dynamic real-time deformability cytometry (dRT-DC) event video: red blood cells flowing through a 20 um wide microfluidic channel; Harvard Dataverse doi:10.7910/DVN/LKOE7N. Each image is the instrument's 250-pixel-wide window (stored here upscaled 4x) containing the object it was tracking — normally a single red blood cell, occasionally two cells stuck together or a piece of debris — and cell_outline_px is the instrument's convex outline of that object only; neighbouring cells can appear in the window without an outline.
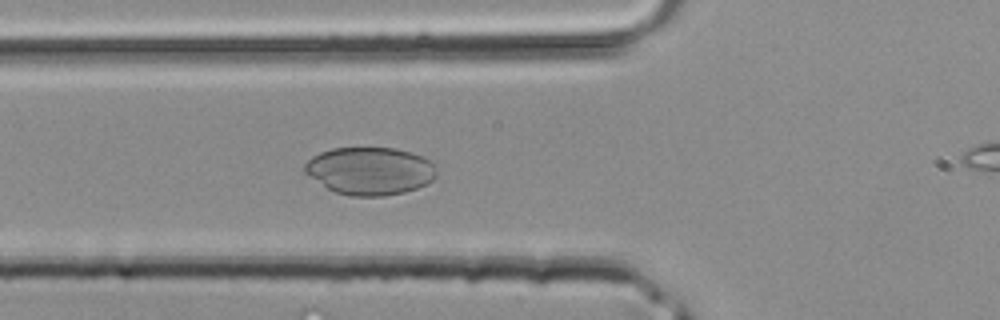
{"species": "common noctule bat (a hibernating species)", "species_latin": "Nyctalus noctula", "temperature_condition": "room temperature", "stored_images_in_passage": 27, "camera_frame_rate_fps": 3000, "um_per_image_px": 0.085, "animal": {"sex": "male", "body_mass_g": 20.4}, "frame": {"image": 1, "passage_image": 8, "time_ms": 2.333, "image_size_px": [1000, 320], "cell_outline_px": [[436, 176], [428, 184], [404, 192], [384, 196], [352, 196], [336, 192], [328, 188], [304, 172], [304, 164], [312, 156], [320, 152], [332, 148], [396, 148], [412, 152], [432, 160], [436, 172]], "centroid_in_image_um": [31.47, 14.52], "position_along_channel_um": 94.3, "area_um2": 36.7}}
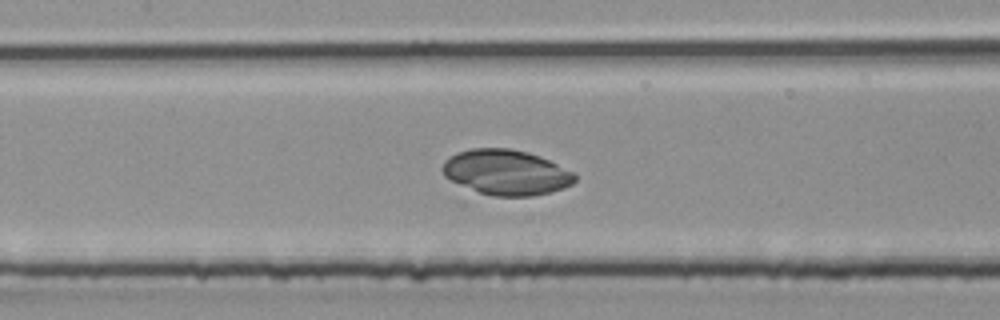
{"frame": {"image": 2, "passage_image": 12, "time_ms": 3.667, "image_size_px": [1000, 320], "cell_outline_px": [[576, 180], [572, 184], [564, 188], [552, 192], [532, 196], [492, 196], [480, 192], [452, 180], [444, 176], [440, 168], [444, 160], [448, 156], [456, 152], [468, 148], [508, 148], [528, 152], [540, 156], [576, 172]], "centroid_in_image_um": [43.04, 14.63], "position_along_channel_um": 164.4, "area_um2": 35.2}}
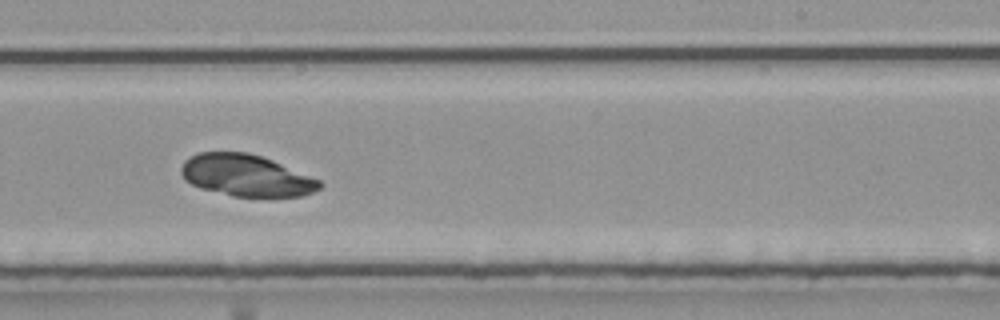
{"frame": {"image": 3, "passage_image": 18, "time_ms": 5.667, "image_size_px": [1000, 320], "cell_outline_px": [[324, 184], [320, 188], [312, 192], [300, 196], [232, 196], [200, 188], [184, 180], [180, 172], [180, 168], [184, 160], [200, 152], [248, 152], [272, 160], [320, 180]], "centroid_in_image_um": [20.89, 14.91], "position_along_channel_um": 268.1, "area_um2": 33.47}}